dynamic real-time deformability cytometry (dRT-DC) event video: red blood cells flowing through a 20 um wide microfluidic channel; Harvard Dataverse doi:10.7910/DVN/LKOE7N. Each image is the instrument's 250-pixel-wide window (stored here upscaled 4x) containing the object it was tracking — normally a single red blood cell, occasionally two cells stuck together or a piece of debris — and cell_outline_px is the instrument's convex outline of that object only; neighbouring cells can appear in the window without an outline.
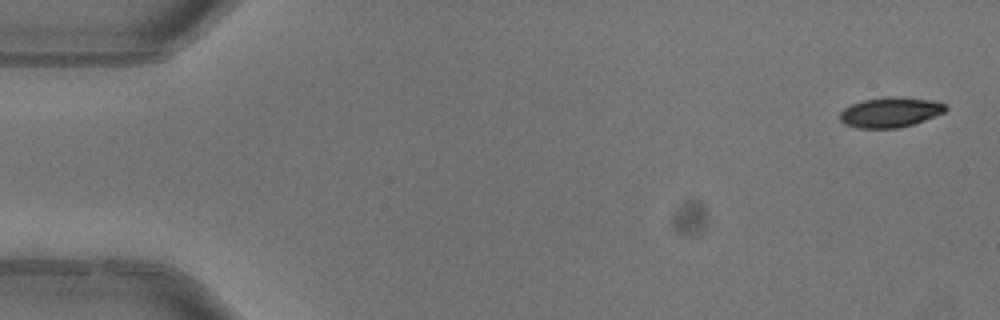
{"species": "common noctule bat (a hibernating species)", "species_latin": "Nyctalus noctula", "temperature_condition": "warm", "stored_images_in_passage": 5, "camera_frame_rate_fps": 3000, "um_per_image_px": 0.085, "animal": {"sex": "female"}, "frame": {"image": 1, "passage_image": 1, "time_ms": 0.0, "image_size_px": [1000, 320], "cell_outline_px": [[948, 108], [944, 112], [924, 120], [912, 124], [896, 128], [860, 128], [844, 124], [840, 120], [840, 112], [844, 108], [852, 104], [864, 100], [884, 96], [896, 96], [932, 100], [944, 104]], "centroid_in_image_um": [75.65, 9.53], "position_along_channel_um": 9.3, "area_um2": 18.44}}
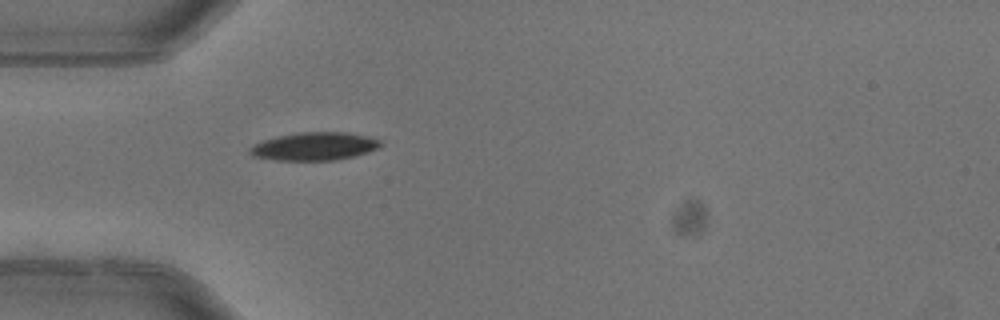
{"frame": {"image": 2, "passage_image": 5, "time_ms": 1.333, "image_size_px": [1000, 320], "cell_outline_px": [[384, 144], [380, 148], [356, 156], [336, 160], [276, 160], [252, 156], [248, 152], [248, 148], [252, 144], [260, 140], [276, 136], [300, 132], [348, 132], [368, 136], [380, 140]], "centroid_in_image_um": [26.72, 12.43], "position_along_channel_um": 58.3, "area_um2": 21.79}}